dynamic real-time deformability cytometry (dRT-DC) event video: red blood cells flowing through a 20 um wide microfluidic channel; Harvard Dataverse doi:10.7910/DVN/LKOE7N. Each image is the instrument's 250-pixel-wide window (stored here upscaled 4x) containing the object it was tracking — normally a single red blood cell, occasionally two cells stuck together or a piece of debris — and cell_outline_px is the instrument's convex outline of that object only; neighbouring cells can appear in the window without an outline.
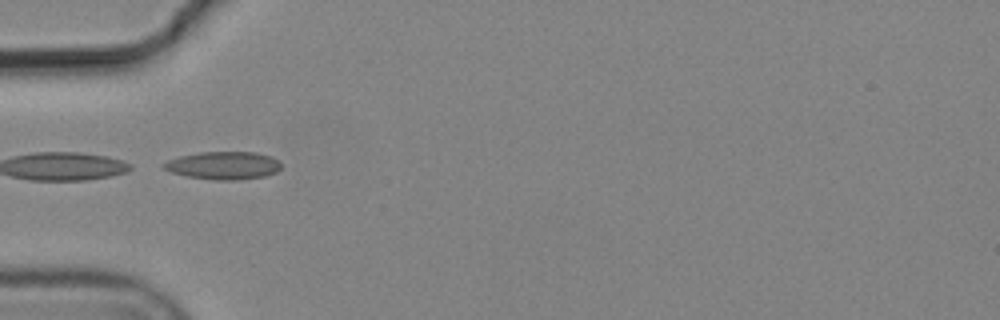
{"species": "common noctule bat (a hibernating species)", "species_latin": "Nyctalus noctula", "temperature_condition": "cold", "stored_images_in_passage": 7, "camera_frame_rate_fps": 3000, "um_per_image_px": 0.085, "animal": {"sex": "male", "body_mass_g": 19.2, "forearm_length_mm": 51.8}, "frame": {"image": 1, "passage_image": 6, "time_ms": 1.667, "image_size_px": [1000, 320], "cell_outline_px": [[280, 168], [276, 172], [264, 176], [236, 180], [212, 180], [188, 176], [172, 172], [164, 168], [160, 164], [168, 160], [180, 156], [200, 152], [256, 152], [272, 156], [280, 164]], "centroid_in_image_um": [18.98, 14.06], "position_along_channel_um": 66.0, "area_um2": 18.96}}
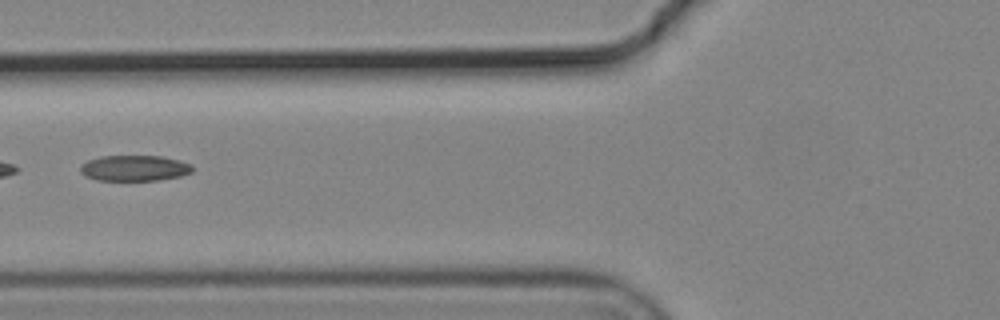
{"frame": {"image": 2, "passage_image": 7, "time_ms": 2.0, "image_size_px": [1000, 320], "cell_outline_px": [[192, 172], [180, 176], [156, 180], [96, 180], [80, 172], [80, 164], [88, 160], [100, 156], [164, 156], [180, 160], [192, 164]], "centroid_in_image_um": [11.43, 14.28], "position_along_channel_um": 114.4, "area_um2": 16.82}}